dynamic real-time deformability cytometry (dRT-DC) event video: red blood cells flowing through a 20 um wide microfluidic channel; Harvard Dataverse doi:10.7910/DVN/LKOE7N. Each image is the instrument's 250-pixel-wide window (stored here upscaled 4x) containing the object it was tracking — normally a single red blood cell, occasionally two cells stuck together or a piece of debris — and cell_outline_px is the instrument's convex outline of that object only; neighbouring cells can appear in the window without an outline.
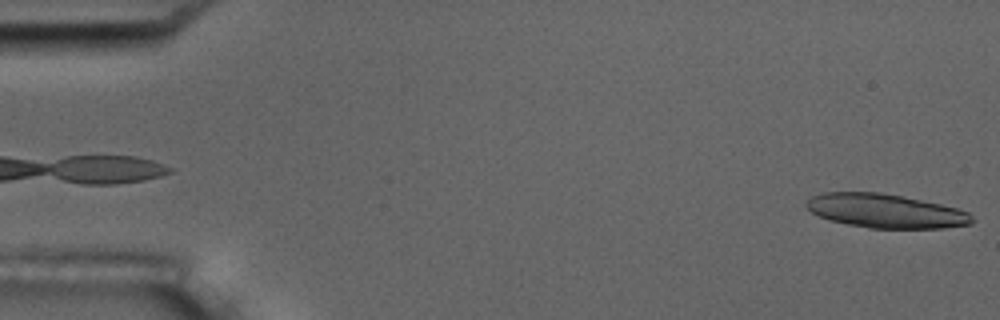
{"species": "common noctule bat (a hibernating species)", "species_latin": "Nyctalus noctula", "temperature_condition": "room temperature", "stored_images_in_passage": 5, "segment_of_instrument_passage": [2, 2], "camera_frame_rate_fps": 3000, "um_per_image_px": 0.085, "animal": {"sex": "male", "body_mass_g": 17.5, "forearm_length_mm": 52.3}, "frame": {"image": 1, "passage_image": 5, "time_ms": 4.667, "image_size_px": [1000, 320], "cell_outline_px": [[976, 220], [972, 224], [944, 228], [868, 228], [828, 220], [812, 212], [804, 204], [812, 196], [824, 192], [880, 192], [904, 196], [940, 204], [956, 208], [968, 212]], "centroid_in_image_um": [75.29, 17.93], "position_along_channel_um": 9.7, "area_um2": 32.83}}